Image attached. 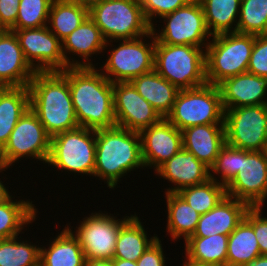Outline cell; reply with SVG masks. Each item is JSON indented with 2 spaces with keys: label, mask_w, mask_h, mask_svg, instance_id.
<instances>
[{
  "label": "cell",
  "mask_w": 267,
  "mask_h": 266,
  "mask_svg": "<svg viewBox=\"0 0 267 266\" xmlns=\"http://www.w3.org/2000/svg\"><path fill=\"white\" fill-rule=\"evenodd\" d=\"M144 167L139 132L113 126L96 130V155L93 177L114 189L120 178Z\"/></svg>",
  "instance_id": "3"
},
{
  "label": "cell",
  "mask_w": 267,
  "mask_h": 266,
  "mask_svg": "<svg viewBox=\"0 0 267 266\" xmlns=\"http://www.w3.org/2000/svg\"><path fill=\"white\" fill-rule=\"evenodd\" d=\"M53 0H20L18 16L11 31L47 26Z\"/></svg>",
  "instance_id": "37"
},
{
  "label": "cell",
  "mask_w": 267,
  "mask_h": 266,
  "mask_svg": "<svg viewBox=\"0 0 267 266\" xmlns=\"http://www.w3.org/2000/svg\"><path fill=\"white\" fill-rule=\"evenodd\" d=\"M2 171H6L5 169L0 168V173ZM6 186L3 184L2 180H0V204L4 203L11 195Z\"/></svg>",
  "instance_id": "46"
},
{
  "label": "cell",
  "mask_w": 267,
  "mask_h": 266,
  "mask_svg": "<svg viewBox=\"0 0 267 266\" xmlns=\"http://www.w3.org/2000/svg\"><path fill=\"white\" fill-rule=\"evenodd\" d=\"M28 89L30 109L51 137L79 127L68 79L61 71L36 72Z\"/></svg>",
  "instance_id": "2"
},
{
  "label": "cell",
  "mask_w": 267,
  "mask_h": 266,
  "mask_svg": "<svg viewBox=\"0 0 267 266\" xmlns=\"http://www.w3.org/2000/svg\"><path fill=\"white\" fill-rule=\"evenodd\" d=\"M250 206L241 200L225 196L212 210L200 215L190 237H209L216 234L230 235L242 222Z\"/></svg>",
  "instance_id": "22"
},
{
  "label": "cell",
  "mask_w": 267,
  "mask_h": 266,
  "mask_svg": "<svg viewBox=\"0 0 267 266\" xmlns=\"http://www.w3.org/2000/svg\"><path fill=\"white\" fill-rule=\"evenodd\" d=\"M226 144L246 151H264L267 143L266 104L224 110Z\"/></svg>",
  "instance_id": "12"
},
{
  "label": "cell",
  "mask_w": 267,
  "mask_h": 266,
  "mask_svg": "<svg viewBox=\"0 0 267 266\" xmlns=\"http://www.w3.org/2000/svg\"><path fill=\"white\" fill-rule=\"evenodd\" d=\"M124 216L122 219L113 214L94 212L79 221L73 231L67 223V228L78 239L86 260L103 259L112 260L116 248V241L120 228L132 217ZM116 217V218H115Z\"/></svg>",
  "instance_id": "13"
},
{
  "label": "cell",
  "mask_w": 267,
  "mask_h": 266,
  "mask_svg": "<svg viewBox=\"0 0 267 266\" xmlns=\"http://www.w3.org/2000/svg\"><path fill=\"white\" fill-rule=\"evenodd\" d=\"M162 19L165 25L159 33L155 26L152 27L156 43L195 47H207L209 44L212 35L207 28L199 0L190 1Z\"/></svg>",
  "instance_id": "11"
},
{
  "label": "cell",
  "mask_w": 267,
  "mask_h": 266,
  "mask_svg": "<svg viewBox=\"0 0 267 266\" xmlns=\"http://www.w3.org/2000/svg\"><path fill=\"white\" fill-rule=\"evenodd\" d=\"M12 195L0 204V239L22 234V230L37 218V208L30 200H12ZM26 225V226H25Z\"/></svg>",
  "instance_id": "30"
},
{
  "label": "cell",
  "mask_w": 267,
  "mask_h": 266,
  "mask_svg": "<svg viewBox=\"0 0 267 266\" xmlns=\"http://www.w3.org/2000/svg\"><path fill=\"white\" fill-rule=\"evenodd\" d=\"M167 205V233L173 241L183 237L186 241L193 235L200 214L194 210L178 193H165Z\"/></svg>",
  "instance_id": "28"
},
{
  "label": "cell",
  "mask_w": 267,
  "mask_h": 266,
  "mask_svg": "<svg viewBox=\"0 0 267 266\" xmlns=\"http://www.w3.org/2000/svg\"><path fill=\"white\" fill-rule=\"evenodd\" d=\"M96 155V130L78 127L51 137L48 166L63 172L94 174Z\"/></svg>",
  "instance_id": "8"
},
{
  "label": "cell",
  "mask_w": 267,
  "mask_h": 266,
  "mask_svg": "<svg viewBox=\"0 0 267 266\" xmlns=\"http://www.w3.org/2000/svg\"><path fill=\"white\" fill-rule=\"evenodd\" d=\"M112 262L114 266H137V262L118 258H113Z\"/></svg>",
  "instance_id": "48"
},
{
  "label": "cell",
  "mask_w": 267,
  "mask_h": 266,
  "mask_svg": "<svg viewBox=\"0 0 267 266\" xmlns=\"http://www.w3.org/2000/svg\"><path fill=\"white\" fill-rule=\"evenodd\" d=\"M36 71L25 59L15 33H0V88L28 86Z\"/></svg>",
  "instance_id": "19"
},
{
  "label": "cell",
  "mask_w": 267,
  "mask_h": 266,
  "mask_svg": "<svg viewBox=\"0 0 267 266\" xmlns=\"http://www.w3.org/2000/svg\"><path fill=\"white\" fill-rule=\"evenodd\" d=\"M20 0H0V24L10 30L16 23Z\"/></svg>",
  "instance_id": "43"
},
{
  "label": "cell",
  "mask_w": 267,
  "mask_h": 266,
  "mask_svg": "<svg viewBox=\"0 0 267 266\" xmlns=\"http://www.w3.org/2000/svg\"><path fill=\"white\" fill-rule=\"evenodd\" d=\"M155 172L160 178L173 184V187L167 188L165 193H177L183 188L202 184L210 179V169L198 160L192 152L184 148L162 164Z\"/></svg>",
  "instance_id": "20"
},
{
  "label": "cell",
  "mask_w": 267,
  "mask_h": 266,
  "mask_svg": "<svg viewBox=\"0 0 267 266\" xmlns=\"http://www.w3.org/2000/svg\"><path fill=\"white\" fill-rule=\"evenodd\" d=\"M27 241L0 239V266H40V247Z\"/></svg>",
  "instance_id": "35"
},
{
  "label": "cell",
  "mask_w": 267,
  "mask_h": 266,
  "mask_svg": "<svg viewBox=\"0 0 267 266\" xmlns=\"http://www.w3.org/2000/svg\"><path fill=\"white\" fill-rule=\"evenodd\" d=\"M51 136L39 121L37 115L29 108L18 120L10 134L8 142L0 150V168L8 169L19 159L26 157L43 161L49 159ZM16 161V162H15Z\"/></svg>",
  "instance_id": "10"
},
{
  "label": "cell",
  "mask_w": 267,
  "mask_h": 266,
  "mask_svg": "<svg viewBox=\"0 0 267 266\" xmlns=\"http://www.w3.org/2000/svg\"><path fill=\"white\" fill-rule=\"evenodd\" d=\"M205 48L156 43L154 70L179 90L203 86L207 84Z\"/></svg>",
  "instance_id": "4"
},
{
  "label": "cell",
  "mask_w": 267,
  "mask_h": 266,
  "mask_svg": "<svg viewBox=\"0 0 267 266\" xmlns=\"http://www.w3.org/2000/svg\"><path fill=\"white\" fill-rule=\"evenodd\" d=\"M89 17L107 41L105 49L113 40L134 39L152 31L139 0H104L89 10Z\"/></svg>",
  "instance_id": "6"
},
{
  "label": "cell",
  "mask_w": 267,
  "mask_h": 266,
  "mask_svg": "<svg viewBox=\"0 0 267 266\" xmlns=\"http://www.w3.org/2000/svg\"><path fill=\"white\" fill-rule=\"evenodd\" d=\"M228 235L189 237L185 241V260L189 263L227 266Z\"/></svg>",
  "instance_id": "29"
},
{
  "label": "cell",
  "mask_w": 267,
  "mask_h": 266,
  "mask_svg": "<svg viewBox=\"0 0 267 266\" xmlns=\"http://www.w3.org/2000/svg\"><path fill=\"white\" fill-rule=\"evenodd\" d=\"M205 48L206 79L217 86L223 80L247 72L255 35L237 32L213 35Z\"/></svg>",
  "instance_id": "5"
},
{
  "label": "cell",
  "mask_w": 267,
  "mask_h": 266,
  "mask_svg": "<svg viewBox=\"0 0 267 266\" xmlns=\"http://www.w3.org/2000/svg\"><path fill=\"white\" fill-rule=\"evenodd\" d=\"M183 266H223V265H212V264H198V263H189L188 261L183 262Z\"/></svg>",
  "instance_id": "49"
},
{
  "label": "cell",
  "mask_w": 267,
  "mask_h": 266,
  "mask_svg": "<svg viewBox=\"0 0 267 266\" xmlns=\"http://www.w3.org/2000/svg\"><path fill=\"white\" fill-rule=\"evenodd\" d=\"M5 29L2 27V25L0 24V33L4 32Z\"/></svg>",
  "instance_id": "51"
},
{
  "label": "cell",
  "mask_w": 267,
  "mask_h": 266,
  "mask_svg": "<svg viewBox=\"0 0 267 266\" xmlns=\"http://www.w3.org/2000/svg\"><path fill=\"white\" fill-rule=\"evenodd\" d=\"M68 79L78 125L99 130L116 125L113 83L96 67H68L61 71Z\"/></svg>",
  "instance_id": "1"
},
{
  "label": "cell",
  "mask_w": 267,
  "mask_h": 266,
  "mask_svg": "<svg viewBox=\"0 0 267 266\" xmlns=\"http://www.w3.org/2000/svg\"><path fill=\"white\" fill-rule=\"evenodd\" d=\"M245 266H267V255H260Z\"/></svg>",
  "instance_id": "47"
},
{
  "label": "cell",
  "mask_w": 267,
  "mask_h": 266,
  "mask_svg": "<svg viewBox=\"0 0 267 266\" xmlns=\"http://www.w3.org/2000/svg\"><path fill=\"white\" fill-rule=\"evenodd\" d=\"M106 42L99 27L88 16L78 28L62 41V51L66 64L69 67H95L91 61V56L96 53H104ZM71 53L73 56L76 54L75 56L78 58L81 57L83 62L67 55H71Z\"/></svg>",
  "instance_id": "21"
},
{
  "label": "cell",
  "mask_w": 267,
  "mask_h": 266,
  "mask_svg": "<svg viewBox=\"0 0 267 266\" xmlns=\"http://www.w3.org/2000/svg\"><path fill=\"white\" fill-rule=\"evenodd\" d=\"M161 240L158 238L136 261L137 266H166Z\"/></svg>",
  "instance_id": "42"
},
{
  "label": "cell",
  "mask_w": 267,
  "mask_h": 266,
  "mask_svg": "<svg viewBox=\"0 0 267 266\" xmlns=\"http://www.w3.org/2000/svg\"><path fill=\"white\" fill-rule=\"evenodd\" d=\"M199 2L212 36L237 32L241 0H199Z\"/></svg>",
  "instance_id": "31"
},
{
  "label": "cell",
  "mask_w": 267,
  "mask_h": 266,
  "mask_svg": "<svg viewBox=\"0 0 267 266\" xmlns=\"http://www.w3.org/2000/svg\"><path fill=\"white\" fill-rule=\"evenodd\" d=\"M262 206L250 207L244 219L253 227L261 255H267V217L262 216Z\"/></svg>",
  "instance_id": "41"
},
{
  "label": "cell",
  "mask_w": 267,
  "mask_h": 266,
  "mask_svg": "<svg viewBox=\"0 0 267 266\" xmlns=\"http://www.w3.org/2000/svg\"><path fill=\"white\" fill-rule=\"evenodd\" d=\"M166 119L178 130L206 124H224V109L218 86L205 84L179 90Z\"/></svg>",
  "instance_id": "7"
},
{
  "label": "cell",
  "mask_w": 267,
  "mask_h": 266,
  "mask_svg": "<svg viewBox=\"0 0 267 266\" xmlns=\"http://www.w3.org/2000/svg\"><path fill=\"white\" fill-rule=\"evenodd\" d=\"M247 72L267 77V34L255 36Z\"/></svg>",
  "instance_id": "40"
},
{
  "label": "cell",
  "mask_w": 267,
  "mask_h": 266,
  "mask_svg": "<svg viewBox=\"0 0 267 266\" xmlns=\"http://www.w3.org/2000/svg\"><path fill=\"white\" fill-rule=\"evenodd\" d=\"M116 126L140 132L158 123L162 117L130 82L113 83Z\"/></svg>",
  "instance_id": "16"
},
{
  "label": "cell",
  "mask_w": 267,
  "mask_h": 266,
  "mask_svg": "<svg viewBox=\"0 0 267 266\" xmlns=\"http://www.w3.org/2000/svg\"><path fill=\"white\" fill-rule=\"evenodd\" d=\"M223 109L267 103V77L245 72L218 85Z\"/></svg>",
  "instance_id": "18"
},
{
  "label": "cell",
  "mask_w": 267,
  "mask_h": 266,
  "mask_svg": "<svg viewBox=\"0 0 267 266\" xmlns=\"http://www.w3.org/2000/svg\"><path fill=\"white\" fill-rule=\"evenodd\" d=\"M88 16L89 10L79 4L66 0H53L47 27L62 42Z\"/></svg>",
  "instance_id": "32"
},
{
  "label": "cell",
  "mask_w": 267,
  "mask_h": 266,
  "mask_svg": "<svg viewBox=\"0 0 267 266\" xmlns=\"http://www.w3.org/2000/svg\"><path fill=\"white\" fill-rule=\"evenodd\" d=\"M237 33L267 34V0H241Z\"/></svg>",
  "instance_id": "36"
},
{
  "label": "cell",
  "mask_w": 267,
  "mask_h": 266,
  "mask_svg": "<svg viewBox=\"0 0 267 266\" xmlns=\"http://www.w3.org/2000/svg\"><path fill=\"white\" fill-rule=\"evenodd\" d=\"M144 16L151 27L155 26V18L174 12L176 9L187 5L192 0H139ZM153 21V22H152Z\"/></svg>",
  "instance_id": "39"
},
{
  "label": "cell",
  "mask_w": 267,
  "mask_h": 266,
  "mask_svg": "<svg viewBox=\"0 0 267 266\" xmlns=\"http://www.w3.org/2000/svg\"><path fill=\"white\" fill-rule=\"evenodd\" d=\"M264 154H265V156H266V158H267V143L265 144V147H264Z\"/></svg>",
  "instance_id": "50"
},
{
  "label": "cell",
  "mask_w": 267,
  "mask_h": 266,
  "mask_svg": "<svg viewBox=\"0 0 267 266\" xmlns=\"http://www.w3.org/2000/svg\"><path fill=\"white\" fill-rule=\"evenodd\" d=\"M200 215L212 210L225 196L226 188L214 179L177 192Z\"/></svg>",
  "instance_id": "34"
},
{
  "label": "cell",
  "mask_w": 267,
  "mask_h": 266,
  "mask_svg": "<svg viewBox=\"0 0 267 266\" xmlns=\"http://www.w3.org/2000/svg\"><path fill=\"white\" fill-rule=\"evenodd\" d=\"M226 195L259 207L267 200V158L263 151L241 149L240 170L225 187Z\"/></svg>",
  "instance_id": "14"
},
{
  "label": "cell",
  "mask_w": 267,
  "mask_h": 266,
  "mask_svg": "<svg viewBox=\"0 0 267 266\" xmlns=\"http://www.w3.org/2000/svg\"><path fill=\"white\" fill-rule=\"evenodd\" d=\"M66 1L79 4L85 7L86 9L90 10L93 6L99 4L104 0H66Z\"/></svg>",
  "instance_id": "44"
},
{
  "label": "cell",
  "mask_w": 267,
  "mask_h": 266,
  "mask_svg": "<svg viewBox=\"0 0 267 266\" xmlns=\"http://www.w3.org/2000/svg\"><path fill=\"white\" fill-rule=\"evenodd\" d=\"M144 167L155 171L183 148L182 131L166 118L139 132Z\"/></svg>",
  "instance_id": "17"
},
{
  "label": "cell",
  "mask_w": 267,
  "mask_h": 266,
  "mask_svg": "<svg viewBox=\"0 0 267 266\" xmlns=\"http://www.w3.org/2000/svg\"><path fill=\"white\" fill-rule=\"evenodd\" d=\"M151 39L146 42V39ZM145 40V41H143ZM120 41V42H119ZM99 70L110 82H130L135 77L154 70L156 39L151 31L134 39L118 40Z\"/></svg>",
  "instance_id": "9"
},
{
  "label": "cell",
  "mask_w": 267,
  "mask_h": 266,
  "mask_svg": "<svg viewBox=\"0 0 267 266\" xmlns=\"http://www.w3.org/2000/svg\"><path fill=\"white\" fill-rule=\"evenodd\" d=\"M241 165V149L225 144L217 156L215 163L210 168V178L227 186L237 175ZM213 173V174H212ZM217 174L220 178L214 177ZM221 174V175H220Z\"/></svg>",
  "instance_id": "38"
},
{
  "label": "cell",
  "mask_w": 267,
  "mask_h": 266,
  "mask_svg": "<svg viewBox=\"0 0 267 266\" xmlns=\"http://www.w3.org/2000/svg\"><path fill=\"white\" fill-rule=\"evenodd\" d=\"M130 83L162 118L171 113L179 89L155 70L135 77Z\"/></svg>",
  "instance_id": "24"
},
{
  "label": "cell",
  "mask_w": 267,
  "mask_h": 266,
  "mask_svg": "<svg viewBox=\"0 0 267 266\" xmlns=\"http://www.w3.org/2000/svg\"><path fill=\"white\" fill-rule=\"evenodd\" d=\"M85 266H114L112 260L90 259L86 260Z\"/></svg>",
  "instance_id": "45"
},
{
  "label": "cell",
  "mask_w": 267,
  "mask_h": 266,
  "mask_svg": "<svg viewBox=\"0 0 267 266\" xmlns=\"http://www.w3.org/2000/svg\"><path fill=\"white\" fill-rule=\"evenodd\" d=\"M29 108L28 86L0 88V150L8 142L18 120Z\"/></svg>",
  "instance_id": "26"
},
{
  "label": "cell",
  "mask_w": 267,
  "mask_h": 266,
  "mask_svg": "<svg viewBox=\"0 0 267 266\" xmlns=\"http://www.w3.org/2000/svg\"><path fill=\"white\" fill-rule=\"evenodd\" d=\"M49 247L40 246V266H85L86 258L78 239L65 226Z\"/></svg>",
  "instance_id": "25"
},
{
  "label": "cell",
  "mask_w": 267,
  "mask_h": 266,
  "mask_svg": "<svg viewBox=\"0 0 267 266\" xmlns=\"http://www.w3.org/2000/svg\"><path fill=\"white\" fill-rule=\"evenodd\" d=\"M147 235V231L135 213L120 228L113 258L136 262L159 238L158 235H153V237Z\"/></svg>",
  "instance_id": "27"
},
{
  "label": "cell",
  "mask_w": 267,
  "mask_h": 266,
  "mask_svg": "<svg viewBox=\"0 0 267 266\" xmlns=\"http://www.w3.org/2000/svg\"><path fill=\"white\" fill-rule=\"evenodd\" d=\"M183 148L192 152L209 169L226 144L224 124H206L182 130Z\"/></svg>",
  "instance_id": "23"
},
{
  "label": "cell",
  "mask_w": 267,
  "mask_h": 266,
  "mask_svg": "<svg viewBox=\"0 0 267 266\" xmlns=\"http://www.w3.org/2000/svg\"><path fill=\"white\" fill-rule=\"evenodd\" d=\"M260 255L259 244L253 227L243 219L229 235L227 266H245Z\"/></svg>",
  "instance_id": "33"
},
{
  "label": "cell",
  "mask_w": 267,
  "mask_h": 266,
  "mask_svg": "<svg viewBox=\"0 0 267 266\" xmlns=\"http://www.w3.org/2000/svg\"><path fill=\"white\" fill-rule=\"evenodd\" d=\"M25 59L36 72L63 71L66 64L62 42L47 26L13 31Z\"/></svg>",
  "instance_id": "15"
}]
</instances>
